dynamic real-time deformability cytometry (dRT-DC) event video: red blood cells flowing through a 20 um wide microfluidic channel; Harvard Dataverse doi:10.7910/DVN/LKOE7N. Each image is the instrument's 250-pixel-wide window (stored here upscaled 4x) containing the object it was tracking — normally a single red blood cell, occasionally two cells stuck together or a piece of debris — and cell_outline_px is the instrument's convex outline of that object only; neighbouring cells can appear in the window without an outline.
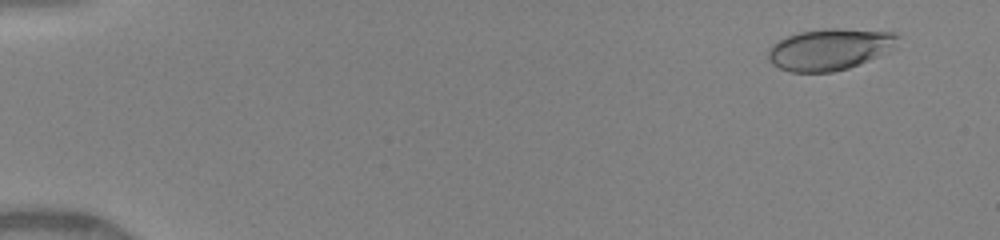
{"species": "human", "species_latin": "Homo sapiens", "temperature_condition": "warm", "stored_images_in_passage": 23, "camera_frame_rate_fps": 3000, "um_per_image_px": 0.085, "donor": {"sex": "female"}, "frame": {"image": 1, "passage_image": 3, "time_ms": 0.667, "image_size_px": [1000, 240], "cell_outline_px": [[900, 36], [888, 52], [848, 68], [832, 72], [792, 72], [780, 68], [772, 64], [768, 60], [768, 52], [772, 44], [788, 36], [800, 32], [828, 28], [836, 28], [892, 32]], "centroid_in_image_um": [70.49, 4.19], "position_along_channel_um": 14.5, "area_um2": 30.98}}
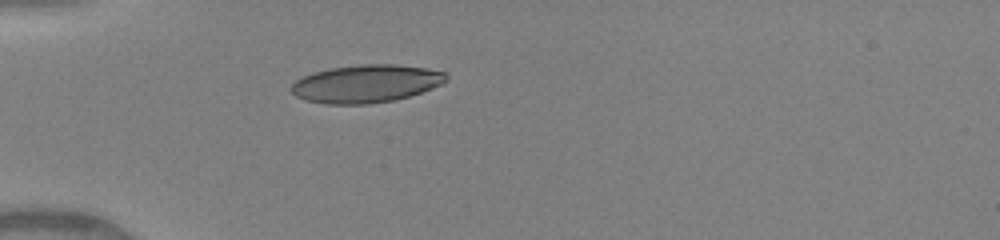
{"frame": {"image": 2, "passage_image": 12, "time_ms": 4.667, "image_size_px": [1000, 240], "cell_outline_px": [[448, 80], [432, 88], [408, 96], [392, 100], [368, 104], [324, 104], [304, 100], [296, 96], [292, 92], [292, 84], [296, 80], [312, 72], [332, 68], [360, 64], [396, 64], [424, 68], [448, 72]], "centroid_in_image_um": [31.12, 7.11], "position_along_channel_um": 53.9, "area_um2": 34.1}}
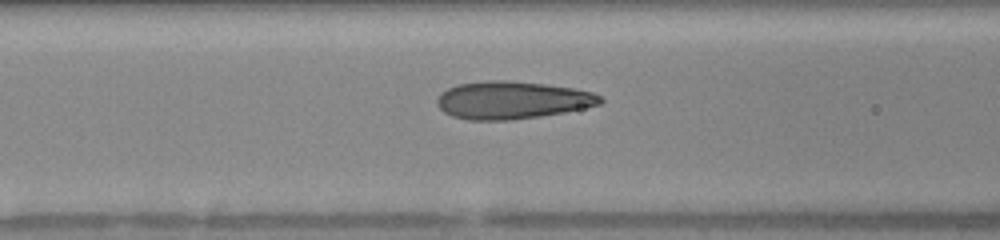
{"frame": {"image": 3, "passage_image": 17, "time_ms": 6.667, "image_size_px": [1000, 240], "cell_outline_px": [[604, 100], [600, 104], [564, 112], [540, 116], [512, 120], [468, 120], [452, 116], [444, 112], [436, 104], [436, 100], [440, 92], [448, 88], [460, 84], [488, 80], [504, 80], [544, 84], [572, 88], [592, 92], [600, 96]], "centroid_in_image_um": [43.49, 8.51], "position_along_channel_um": 123.1, "area_um2": 35.66}}